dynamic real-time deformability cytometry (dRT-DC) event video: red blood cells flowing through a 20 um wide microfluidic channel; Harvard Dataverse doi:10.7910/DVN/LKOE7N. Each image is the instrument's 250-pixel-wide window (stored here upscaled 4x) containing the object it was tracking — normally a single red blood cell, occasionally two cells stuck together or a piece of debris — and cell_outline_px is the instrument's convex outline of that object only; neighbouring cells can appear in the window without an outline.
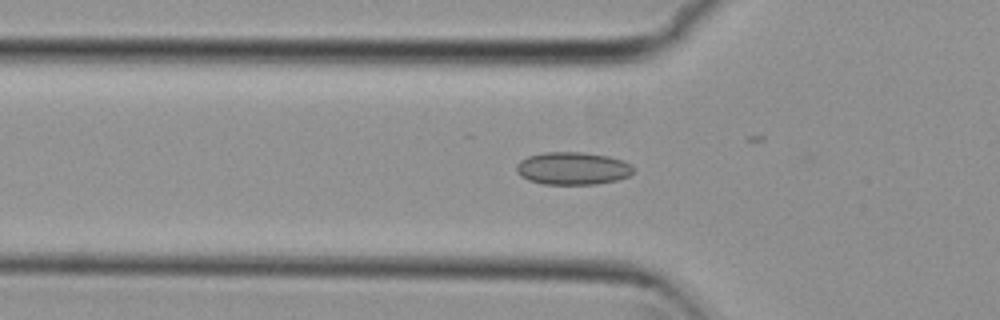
{"species": "common noctule bat (a hibernating species)", "species_latin": "Nyctalus noctula", "temperature_condition": "cold", "stored_images_in_passage": 35, "camera_frame_rate_fps": 3000, "um_per_image_px": 0.085, "animal": {"sex": "female", "body_mass_g": 29.2, "forearm_length_mm": 56.3}, "frame": {"image": 1, "passage_image": 13, "time_ms": 4.0, "image_size_px": [1000, 320], "cell_outline_px": [[636, 168], [628, 176], [616, 180], [596, 184], [544, 184], [528, 180], [520, 176], [516, 172], [516, 164], [520, 160], [528, 156], [544, 152], [580, 152], [608, 156], [624, 160], [632, 164]], "centroid_in_image_um": [48.68, 14.31], "position_along_channel_um": 77.1, "area_um2": 22.43}}
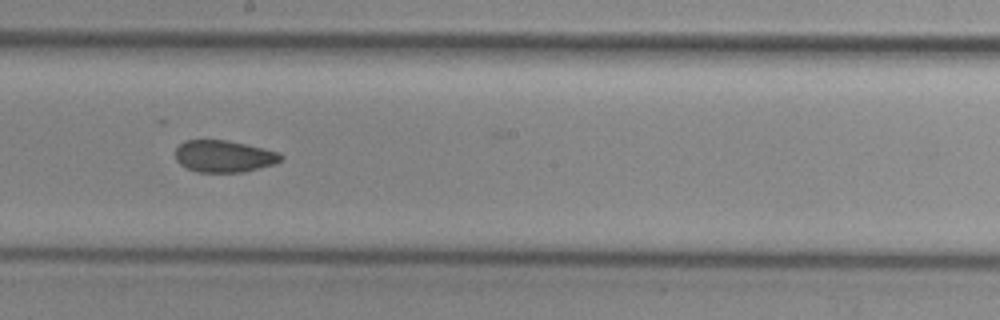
{"frame": {"image": 2, "passage_image": 25, "time_ms": 8.0, "image_size_px": [1000, 320], "cell_outline_px": [[284, 156], [276, 164], [244, 172], [196, 172], [180, 164], [176, 160], [176, 148], [184, 140], [228, 140], [264, 148], [280, 152]], "centroid_in_image_um": [19.06, 13.28], "position_along_channel_um": 229.1, "area_um2": 19.77}}
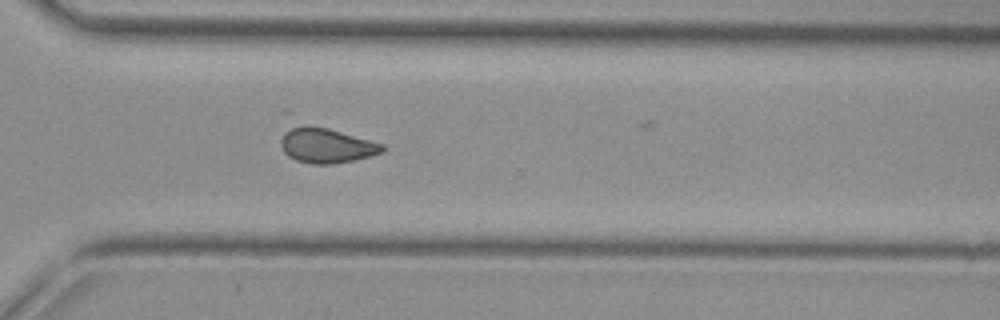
{"frame": {"image": 3, "passage_image": 34, "time_ms": 11.0, "image_size_px": [1000, 320], "cell_outline_px": [[384, 152], [356, 160], [332, 164], [312, 164], [296, 160], [288, 156], [284, 152], [280, 144], [280, 140], [284, 132], [292, 124], [308, 124], [328, 128], [384, 144]], "centroid_in_image_um": [27.7, 12.35], "position_along_channel_um": 342.9, "area_um2": 21.04}}